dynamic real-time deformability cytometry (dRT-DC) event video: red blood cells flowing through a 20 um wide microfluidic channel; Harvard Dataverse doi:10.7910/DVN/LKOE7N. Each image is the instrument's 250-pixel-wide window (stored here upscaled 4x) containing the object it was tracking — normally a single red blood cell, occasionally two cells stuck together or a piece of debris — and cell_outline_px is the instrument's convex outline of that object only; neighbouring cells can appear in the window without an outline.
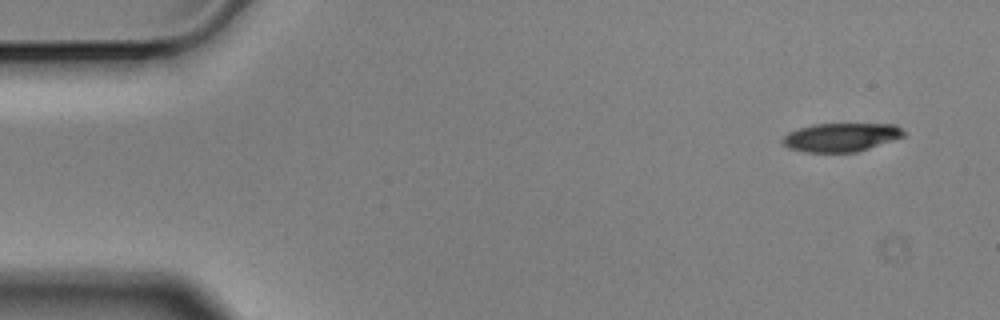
{"species": "Egyptian fruit bat (a non-hibernating species)", "species_latin": "Rousettus aegyptiacus", "temperature_condition": "cold", "stored_images_in_passage": 5, "camera_frame_rate_fps": 3000, "um_per_image_px": 0.085, "animal": {"sex": "male"}, "frame": {"image": 1, "passage_image": 1, "time_ms": 0.0, "image_size_px": [1000, 320], "cell_outline_px": [[904, 136], [856, 152], [804, 152], [788, 148], [780, 140], [788, 132], [812, 124], [896, 124], [904, 132]], "centroid_in_image_um": [71.44, 11.66], "position_along_channel_um": 13.6, "area_um2": 20.0}}
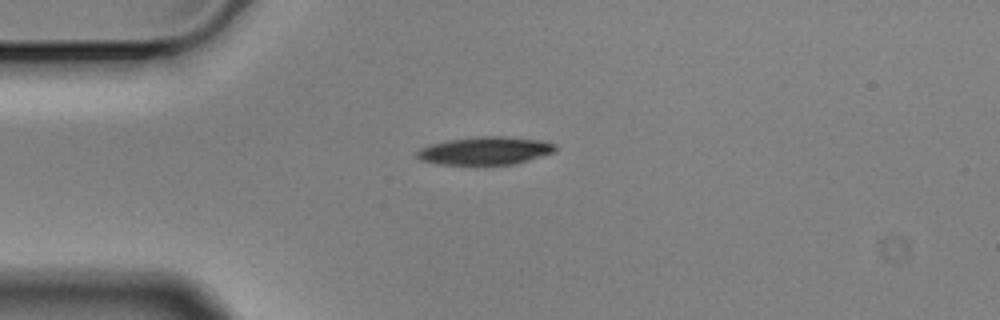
{"frame": {"image": 2, "passage_image": 4, "time_ms": 1.0, "image_size_px": [1000, 320], "cell_outline_px": [[556, 152], [528, 160], [512, 164], [436, 164], [420, 160], [416, 156], [416, 152], [420, 148], [428, 144], [448, 140], [480, 136], [500, 136], [540, 140], [556, 144]], "centroid_in_image_um": [41.21, 12.81], "position_along_channel_um": 43.8, "area_um2": 22.48}}